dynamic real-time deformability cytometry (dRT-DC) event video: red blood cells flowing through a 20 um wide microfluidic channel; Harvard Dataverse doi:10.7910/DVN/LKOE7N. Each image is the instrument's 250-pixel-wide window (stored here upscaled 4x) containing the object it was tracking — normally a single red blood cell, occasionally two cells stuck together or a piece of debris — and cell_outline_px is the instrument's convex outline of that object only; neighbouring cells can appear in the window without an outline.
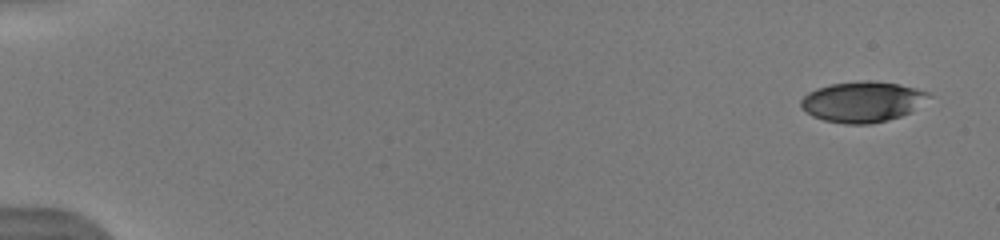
{"species": "human", "species_latin": "Homo sapiens", "temperature_condition": "warm", "stored_images_in_passage": 65, "camera_frame_rate_fps": 3000, "um_per_image_px": 0.085, "donor": {"sex": "male"}, "frame": {"image": 1, "passage_image": 1, "time_ms": 0.0, "image_size_px": [1000, 240], "cell_outline_px": [[932, 96], [912, 112], [888, 120], [868, 124], [844, 124], [824, 120], [812, 116], [800, 104], [800, 100], [808, 92], [816, 88], [832, 84], [864, 80], [872, 80], [900, 84], [928, 92]], "centroid_in_image_um": [73.33, 8.65], "position_along_channel_um": 11.7, "area_um2": 30.29}}
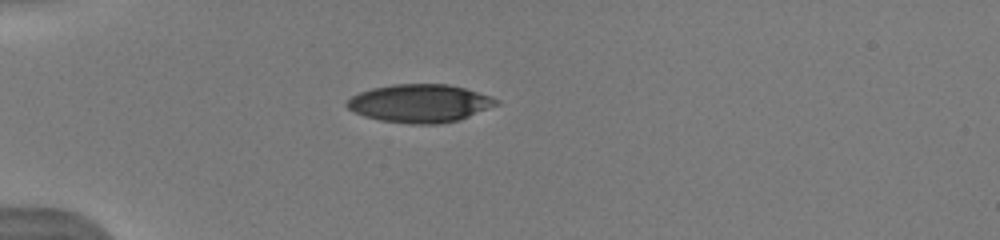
{"frame": {"image": 2, "passage_image": 20, "time_ms": 4.333, "image_size_px": [1000, 240], "cell_outline_px": [[500, 104], [460, 120], [440, 124], [412, 124], [380, 120], [364, 116], [348, 108], [344, 104], [352, 96], [360, 92], [372, 88], [392, 84], [448, 84], [464, 88], [492, 96], [500, 100]], "centroid_in_image_um": [35.72, 8.78], "position_along_channel_um": 49.3, "area_um2": 33.29}}
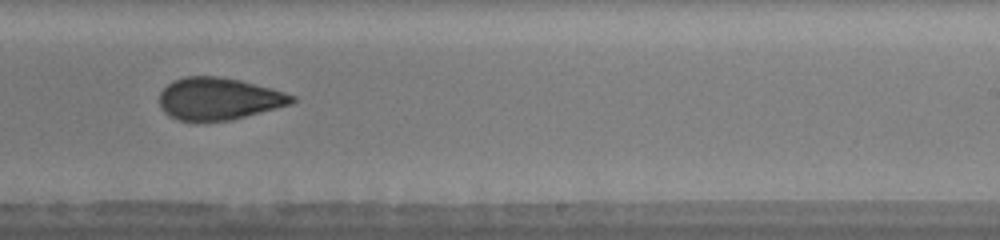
{"frame": {"image": 3, "passage_image": 41, "time_ms": 10.333, "image_size_px": [1000, 240], "cell_outline_px": [[296, 100], [288, 104], [244, 116], [228, 120], [176, 120], [168, 116], [164, 112], [160, 104], [160, 92], [172, 80], [184, 76], [220, 76], [240, 80], [272, 88], [296, 96]], "centroid_in_image_um": [18.55, 8.37], "position_along_channel_um": 270.5, "area_um2": 32.19}, "authors_computed_cell_mechanics": {"area_um2": 31.9634, "velocity_mm_per_s": 4.1101, "shape_relaxation_time_tau1_ms": 5.6129, "shape_relaxation_time_tau2_ms": 2.0236, "deformation_change_tau1": 0.168, "deformation_change_tau2": 0.0923}}